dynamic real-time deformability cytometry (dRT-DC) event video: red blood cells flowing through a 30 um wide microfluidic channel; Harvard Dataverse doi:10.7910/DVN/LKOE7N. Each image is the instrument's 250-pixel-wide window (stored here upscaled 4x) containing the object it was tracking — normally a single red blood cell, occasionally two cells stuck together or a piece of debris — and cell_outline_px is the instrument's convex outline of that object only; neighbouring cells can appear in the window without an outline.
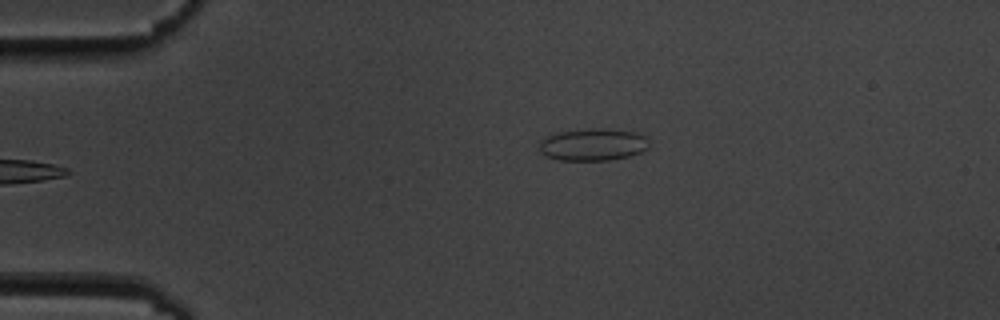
{"species": "common noctule bat (a hibernating species)", "species_latin": "Nyctalus noctula", "temperature_condition": "cold", "stored_images_in_passage": 5, "camera_frame_rate_fps": 3000, "um_per_image_px": 0.085, "animal": {"sex": "male", "body_mass_g": 19.5, "forearm_length_mm": 54.6}, "frame": {"image": 1, "passage_image": 5, "time_ms": 4.333, "image_size_px": [1000, 320], "cell_outline_px": [[648, 148], [640, 152], [628, 156], [608, 160], [560, 160], [548, 156], [540, 152], [540, 140], [548, 136], [560, 132], [592, 128], [608, 128], [636, 132], [644, 136], [648, 140]], "centroid_in_image_um": [50.42, 12.28], "position_along_channel_um": 34.6, "area_um2": 20.46}}